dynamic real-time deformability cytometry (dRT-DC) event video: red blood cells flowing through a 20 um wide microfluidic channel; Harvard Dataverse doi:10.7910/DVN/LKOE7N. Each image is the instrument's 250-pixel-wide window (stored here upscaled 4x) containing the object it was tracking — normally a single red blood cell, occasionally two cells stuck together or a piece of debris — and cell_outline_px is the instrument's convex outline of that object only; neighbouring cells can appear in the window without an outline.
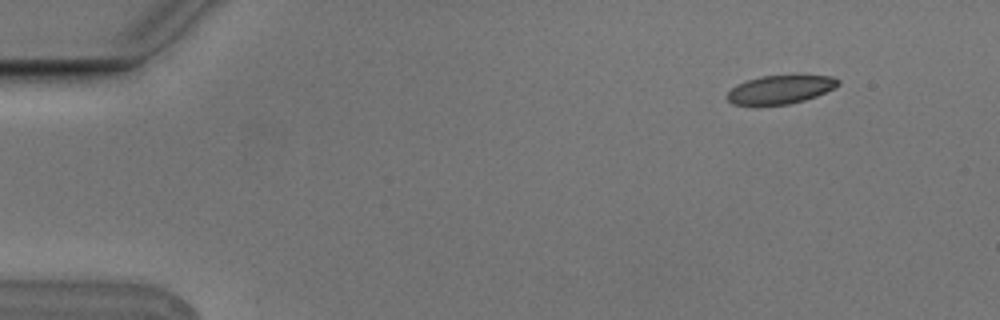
{"species": "Egyptian fruit bat (a non-hibernating species)", "species_latin": "Rousettus aegyptiacus", "temperature_condition": "cold", "stored_images_in_passage": 5, "camera_frame_rate_fps": 3000, "um_per_image_px": 0.085, "animal": {"sex": "male"}, "frame": {"image": 1, "passage_image": 2, "time_ms": 0.333, "image_size_px": [1000, 320], "cell_outline_px": [[840, 84], [836, 88], [816, 96], [804, 100], [788, 104], [756, 108], [732, 104], [724, 96], [736, 84], [760, 76], [796, 72], [832, 76], [840, 80]], "centroid_in_image_um": [66.33, 7.59], "position_along_channel_um": 18.7, "area_um2": 20.06}}
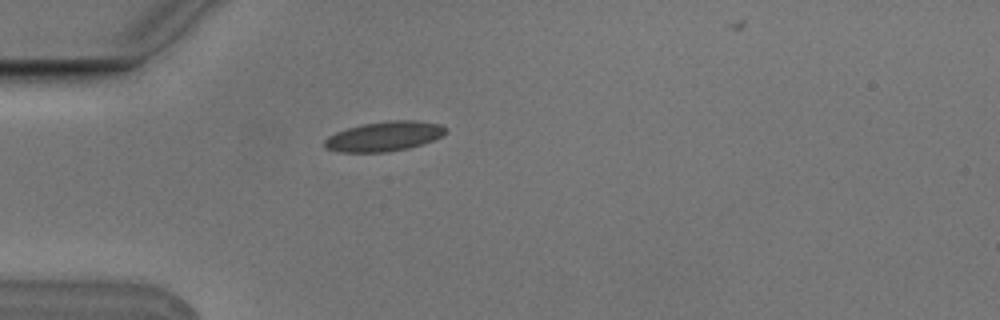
{"frame": {"image": 2, "passage_image": 4, "time_ms": 1.0, "image_size_px": [1000, 320], "cell_outline_px": [[448, 132], [432, 140], [408, 148], [388, 152], [340, 152], [328, 148], [324, 144], [324, 140], [328, 136], [336, 132], [348, 128], [364, 124], [388, 120], [412, 120], [440, 124]], "centroid_in_image_um": [32.64, 11.58], "position_along_channel_um": 52.4, "area_um2": 20.69}}